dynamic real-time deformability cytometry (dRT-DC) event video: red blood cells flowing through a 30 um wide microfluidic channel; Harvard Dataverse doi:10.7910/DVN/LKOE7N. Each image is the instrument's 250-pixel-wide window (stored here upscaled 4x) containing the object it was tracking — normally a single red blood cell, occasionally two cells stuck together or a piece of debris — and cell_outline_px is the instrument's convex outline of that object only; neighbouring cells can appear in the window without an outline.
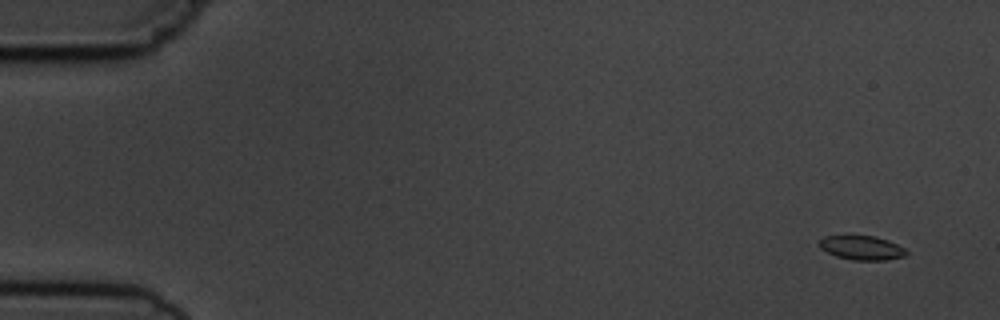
{"species": "common noctule bat (a hibernating species)", "species_latin": "Nyctalus noctula", "temperature_condition": "cold", "stored_images_in_passage": 6, "segment_of_instrument_passage": [1, 2], "camera_frame_rate_fps": 3000, "um_per_image_px": 0.085, "animal": {"sex": "male", "body_mass_g": 19.5, "forearm_length_mm": 54.6}, "frame": {"image": 1, "passage_image": 1, "time_ms": 0.0, "image_size_px": [1000, 320], "cell_outline_px": [[908, 252], [904, 256], [884, 260], [852, 260], [836, 256], [820, 248], [820, 240], [824, 236], [844, 232], [876, 236], [888, 240], [904, 248]], "centroid_in_image_um": [73.19, 21.0], "position_along_channel_um": 11.8, "area_um2": 12.83}}
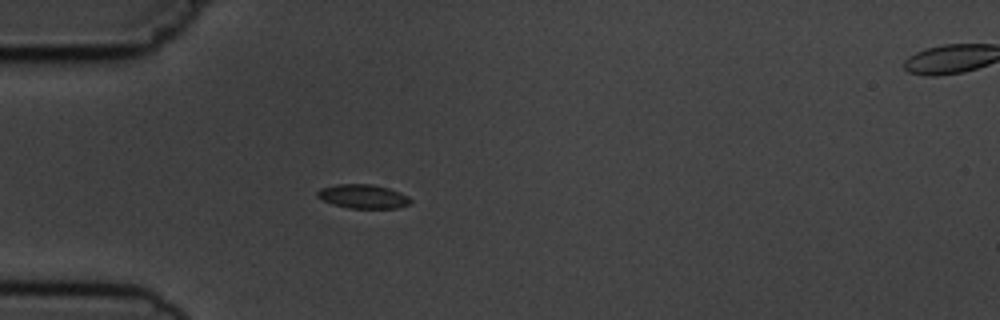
{"frame": {"image": 2, "passage_image": 5, "time_ms": 4.333, "image_size_px": [1000, 320], "cell_outline_px": [[412, 200], [408, 204], [396, 208], [348, 208], [332, 204], [316, 196], [316, 192], [320, 188], [336, 184], [372, 184], [388, 188], [400, 192], [408, 196]], "centroid_in_image_um": [30.84, 16.69], "position_along_channel_um": 54.2, "area_um2": 13.01}}